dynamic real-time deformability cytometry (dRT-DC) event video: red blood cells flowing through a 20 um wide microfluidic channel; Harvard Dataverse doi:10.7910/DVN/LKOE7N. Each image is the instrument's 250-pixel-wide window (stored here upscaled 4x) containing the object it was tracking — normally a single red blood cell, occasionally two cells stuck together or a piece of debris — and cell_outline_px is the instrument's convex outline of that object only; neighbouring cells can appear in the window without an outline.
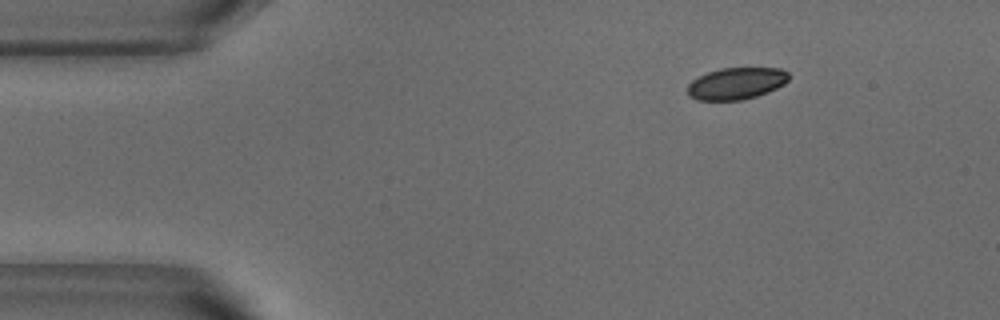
{"species": "common noctule bat (a hibernating species)", "species_latin": "Nyctalus noctula", "temperature_condition": "warm", "stored_images_in_passage": 46, "camera_frame_rate_fps": 3000, "um_per_image_px": 0.085, "animal": {"sex": "male", "body_mass_g": 18.8}, "frame": {"image": 1, "passage_image": 1, "time_ms": 0.0, "image_size_px": [1000, 320], "cell_outline_px": [[788, 80], [784, 84], [768, 92], [744, 100], [696, 100], [688, 96], [688, 84], [692, 80], [708, 72], [720, 68], [780, 68], [788, 72]], "centroid_in_image_um": [62.58, 7.1], "position_along_channel_um": 22.4, "area_um2": 18.79}}
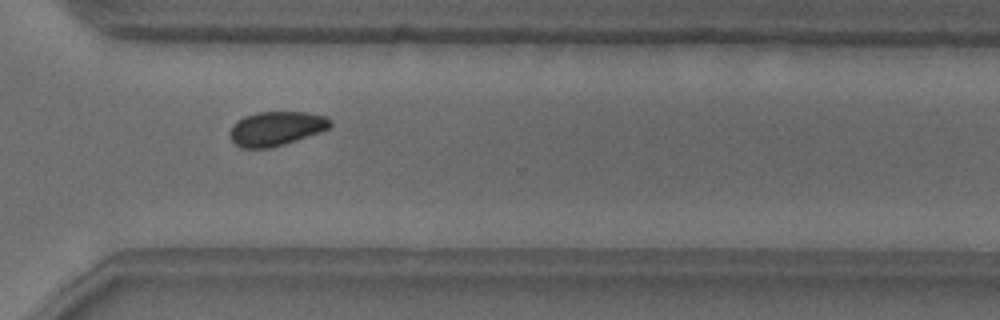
{"frame": {"image": 2, "passage_image": 32, "time_ms": 10.333, "image_size_px": [1000, 320], "cell_outline_px": [[332, 124], [328, 128], [320, 132], [284, 144], [268, 148], [240, 148], [232, 140], [232, 124], [236, 120], [244, 116], [256, 112], [308, 112], [324, 116], [332, 120]], "centroid_in_image_um": [23.48, 10.91], "position_along_channel_um": 347.1, "area_um2": 19.88}}
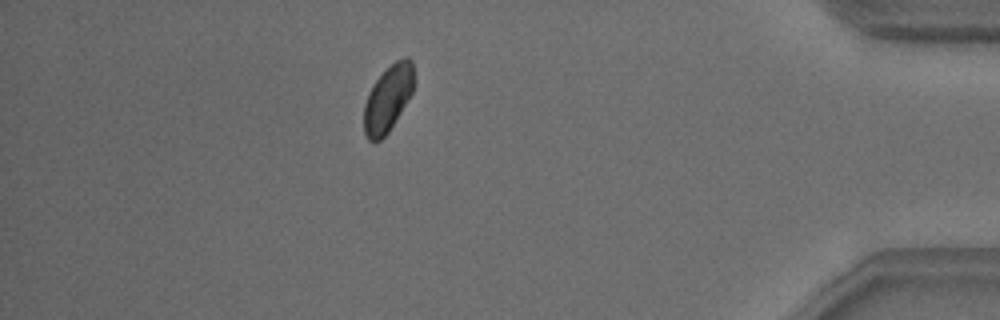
{"frame": {"image": 3, "passage_image": 40, "time_ms": 13.0, "image_size_px": [1000, 320], "cell_outline_px": [[412, 92], [388, 132], [380, 140], [368, 140], [364, 132], [364, 104], [368, 92], [372, 84], [396, 60], [404, 56], [408, 56], [412, 60]], "centroid_in_image_um": [32.94, 8.37], "position_along_channel_um": 402.3, "area_um2": 18.84}, "authors_computed_cell_mechanics": {"area_um2": 20.0855, "velocity_mm_per_s": 3.7978, "shape_relaxation_time_tau1_ms": 2.1894, "shape_relaxation_time_tau2_ms": null, "deformation_change_tau1": 0.0735, "deformation_change_tau2": null}}